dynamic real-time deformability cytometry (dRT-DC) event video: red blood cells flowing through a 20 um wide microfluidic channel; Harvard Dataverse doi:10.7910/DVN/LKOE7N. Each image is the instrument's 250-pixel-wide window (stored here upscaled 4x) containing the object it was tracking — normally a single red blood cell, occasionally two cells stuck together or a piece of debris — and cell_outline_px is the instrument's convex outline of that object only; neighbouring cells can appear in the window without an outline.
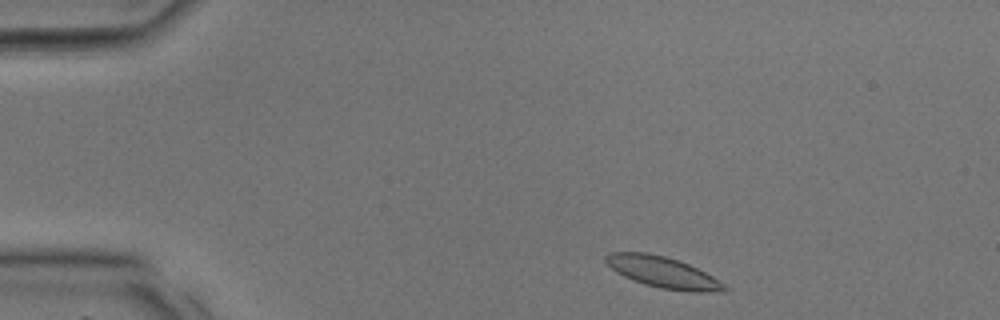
{"species": "common noctule bat (a hibernating species)", "species_latin": "Nyctalus noctula", "temperature_condition": "room temperature", "stored_images_in_passage": 32, "camera_frame_rate_fps": 3000, "um_per_image_px": 0.085, "animal": {"sex": "male", "body_mass_g": 17.9, "forearm_length_mm": 54.2}, "frame": {"image": 1, "passage_image": 2, "time_ms": 0.333, "image_size_px": [1000, 320], "cell_outline_px": [[728, 292], [688, 292], [660, 288], [644, 284], [632, 280], [616, 272], [604, 260], [604, 256], [608, 252], [648, 252], [664, 256], [688, 264], [712, 276], [724, 284], [728, 288]], "centroid_in_image_um": [56.34, 23.15], "position_along_channel_um": 28.7, "area_um2": 21.56}}
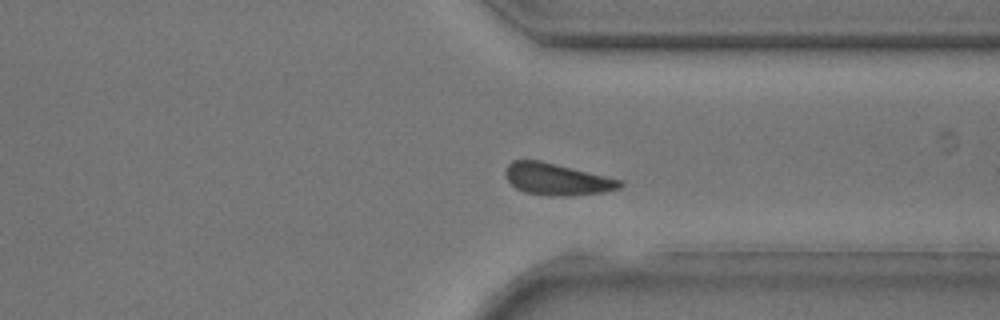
{"frame": {"image": 2, "passage_image": 24, "time_ms": 7.667, "image_size_px": [1000, 320], "cell_outline_px": [[624, 184], [620, 188], [604, 192], [568, 196], [548, 196], [524, 192], [516, 188], [508, 180], [504, 172], [508, 164], [512, 160], [540, 160], [624, 180]], "centroid_in_image_um": [47.36, 15.24], "position_along_channel_um": 364.0, "area_um2": 21.39}}
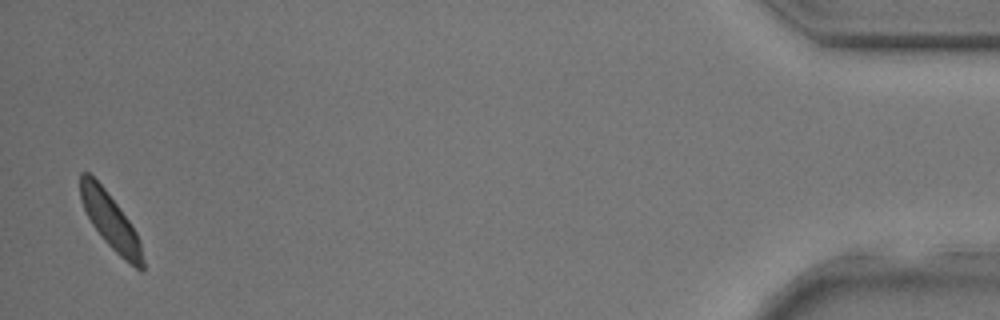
{"frame": {"image": 3, "passage_image": 32, "time_ms": 10.333, "image_size_px": [1000, 320], "cell_outline_px": [[144, 268], [140, 272], [124, 260], [104, 240], [92, 224], [80, 200], [80, 172], [88, 172], [104, 188], [128, 220], [136, 232], [140, 244], [144, 260]], "centroid_in_image_um": [9.39, 18.82], "position_along_channel_um": 425.8, "area_um2": 19.83}}